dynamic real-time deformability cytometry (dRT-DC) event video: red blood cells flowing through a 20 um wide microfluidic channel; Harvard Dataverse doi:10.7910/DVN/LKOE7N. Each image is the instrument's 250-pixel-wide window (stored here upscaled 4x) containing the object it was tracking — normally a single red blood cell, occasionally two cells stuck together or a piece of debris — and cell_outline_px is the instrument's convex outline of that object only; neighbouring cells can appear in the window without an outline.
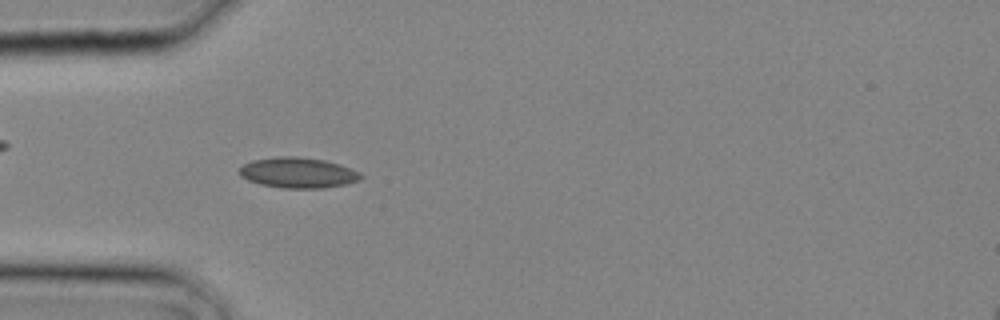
{"species": "common noctule bat (a hibernating species)", "species_latin": "Nyctalus noctula", "temperature_condition": "cold", "stored_images_in_passage": 3, "camera_frame_rate_fps": 3000, "um_per_image_px": 0.085, "animal": {"sex": "male", "body_mass_g": 20.4}, "frame": {"image": 1, "passage_image": 3, "time_ms": 0.667, "image_size_px": [1000, 320], "cell_outline_px": [[364, 176], [360, 180], [344, 184], [324, 188], [280, 188], [260, 184], [248, 180], [240, 176], [240, 168], [244, 164], [252, 160], [276, 156], [296, 156], [324, 160], [340, 164], [360, 172]], "centroid_in_image_um": [25.33, 14.68], "position_along_channel_um": 59.7, "area_um2": 21.68}}